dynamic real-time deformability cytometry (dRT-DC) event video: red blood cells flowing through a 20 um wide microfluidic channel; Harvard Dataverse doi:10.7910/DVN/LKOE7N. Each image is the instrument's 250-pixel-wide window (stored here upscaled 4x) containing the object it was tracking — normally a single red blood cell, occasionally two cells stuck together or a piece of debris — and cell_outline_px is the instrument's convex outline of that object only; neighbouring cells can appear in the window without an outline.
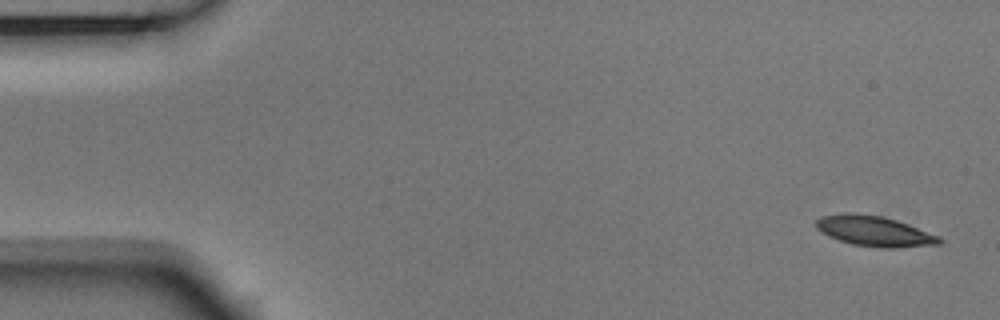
{"species": "Egyptian fruit bat (a non-hibernating species)", "species_latin": "Rousettus aegyptiacus", "temperature_condition": "room temperature", "stored_images_in_passage": 53, "camera_frame_rate_fps": 3000, "um_per_image_px": 0.085, "animal": {"sex": "male"}, "frame": {"image": 1, "passage_image": 1, "time_ms": 0.0, "image_size_px": [1000, 320], "cell_outline_px": [[944, 240], [940, 244], [892, 248], [880, 248], [852, 244], [828, 236], [816, 228], [816, 220], [820, 216], [844, 212], [856, 212], [880, 216], [896, 220], [908, 224], [940, 236]], "centroid_in_image_um": [74.31, 19.64], "position_along_channel_um": 10.7, "area_um2": 21.91}}
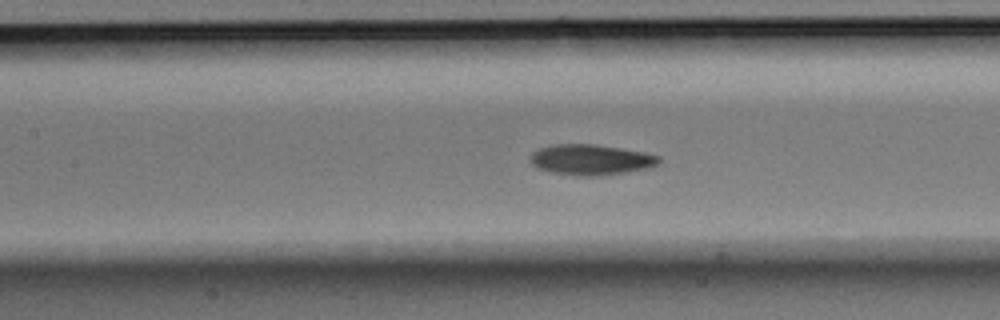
{"frame": {"image": 2, "passage_image": 23, "time_ms": 7.333, "image_size_px": [1000, 320], "cell_outline_px": [[660, 160], [656, 164], [648, 168], [624, 172], [592, 176], [576, 176], [552, 172], [536, 168], [528, 160], [532, 152], [540, 148], [552, 144], [596, 144], [644, 152], [660, 156]], "centroid_in_image_um": [50.17, 13.57], "position_along_channel_um": 157.2, "area_um2": 22.89}}
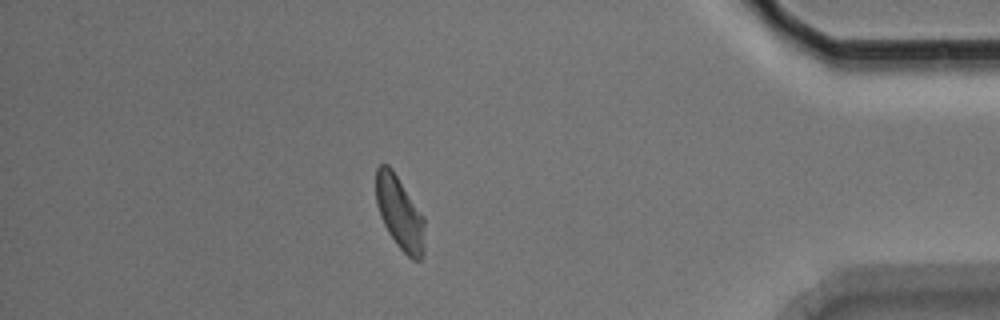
{"frame": {"image": 3, "passage_image": 46, "time_ms": 15.0, "image_size_px": [1000, 320], "cell_outline_px": [[424, 252], [420, 260], [412, 260], [396, 244], [388, 232], [380, 216], [376, 204], [376, 168], [380, 164], [388, 164], [392, 168], [424, 216]], "centroid_in_image_um": [33.97, 18.09], "position_along_channel_um": 401.2, "area_um2": 20.87}, "authors_computed_cell_mechanics": {"area_um2": 21.7328, "velocity_mm_per_s": 3.7063, "shape_relaxation_time_tau1_ms": 3.5352, "shape_relaxation_time_tau2_ms": 3.7066, "deformation_change_tau1": 0.1159, "deformation_change_tau2": 0.0937}}